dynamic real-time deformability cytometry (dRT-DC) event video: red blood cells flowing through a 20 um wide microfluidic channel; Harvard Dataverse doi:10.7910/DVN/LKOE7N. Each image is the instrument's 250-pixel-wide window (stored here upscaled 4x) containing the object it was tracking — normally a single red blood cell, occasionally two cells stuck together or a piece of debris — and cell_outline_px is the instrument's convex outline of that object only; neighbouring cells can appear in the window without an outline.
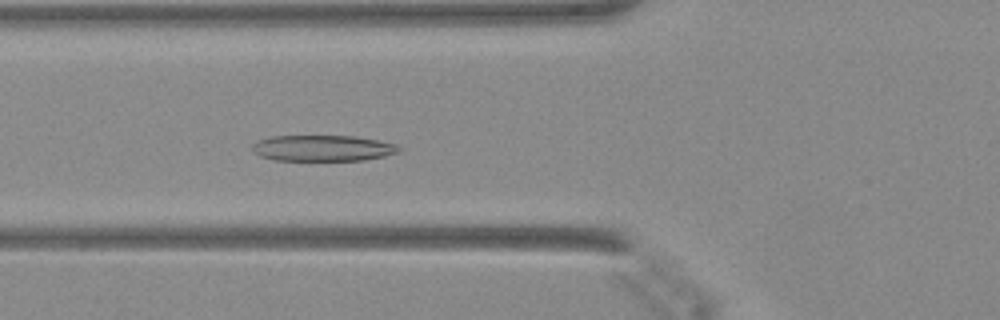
{"species": "Egyptian fruit bat (a non-hibernating species)", "species_latin": "Rousettus aegyptiacus", "temperature_condition": "warm", "stored_images_in_passage": 42, "camera_frame_rate_fps": 3000, "um_per_image_px": 0.085, "animal": {"sex": "female"}, "frame": {"image": 1, "passage_image": 12, "time_ms": 3.667, "image_size_px": [1000, 320], "cell_outline_px": [[400, 152], [384, 156], [364, 160], [276, 160], [260, 156], [252, 152], [252, 144], [260, 140], [272, 136], [356, 136], [396, 144], [400, 148]], "centroid_in_image_um": [27.43, 12.59], "position_along_channel_um": 98.4, "area_um2": 22.14}}
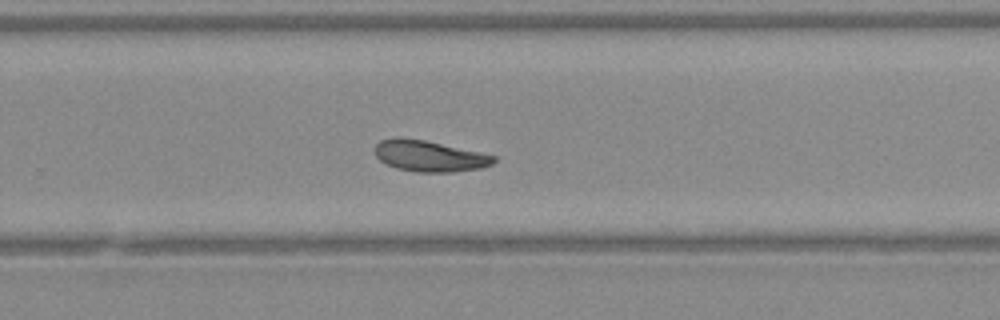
{"frame": {"image": 2, "passage_image": 26, "time_ms": 8.333, "image_size_px": [1000, 320], "cell_outline_px": [[496, 160], [492, 164], [480, 168], [452, 172], [416, 172], [396, 168], [380, 160], [376, 156], [376, 144], [380, 140], [400, 136], [424, 140], [496, 156]], "centroid_in_image_um": [36.47, 13.26], "position_along_channel_um": 293.3, "area_um2": 21.33}}
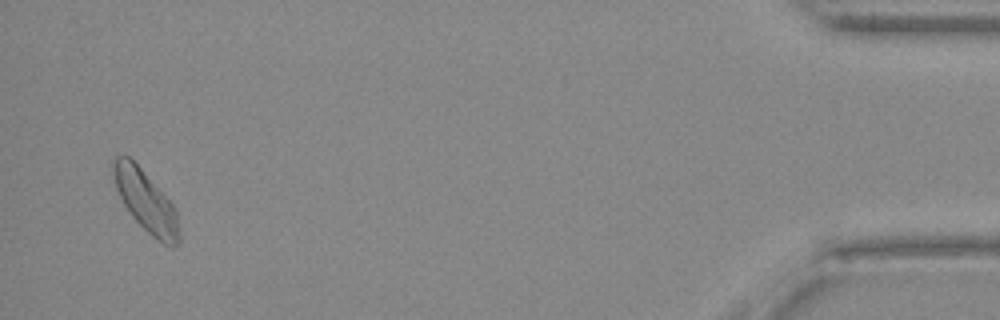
{"frame": {"image": 3, "passage_image": 41, "time_ms": 13.333, "image_size_px": [1000, 320], "cell_outline_px": [[180, 240], [172, 248], [164, 244], [152, 236], [132, 216], [124, 204], [116, 188], [112, 176], [112, 160], [116, 156], [128, 156], [140, 168], [176, 208], [180, 236]], "centroid_in_image_um": [12.39, 17.11], "position_along_channel_um": 422.8, "area_um2": 23.06}}